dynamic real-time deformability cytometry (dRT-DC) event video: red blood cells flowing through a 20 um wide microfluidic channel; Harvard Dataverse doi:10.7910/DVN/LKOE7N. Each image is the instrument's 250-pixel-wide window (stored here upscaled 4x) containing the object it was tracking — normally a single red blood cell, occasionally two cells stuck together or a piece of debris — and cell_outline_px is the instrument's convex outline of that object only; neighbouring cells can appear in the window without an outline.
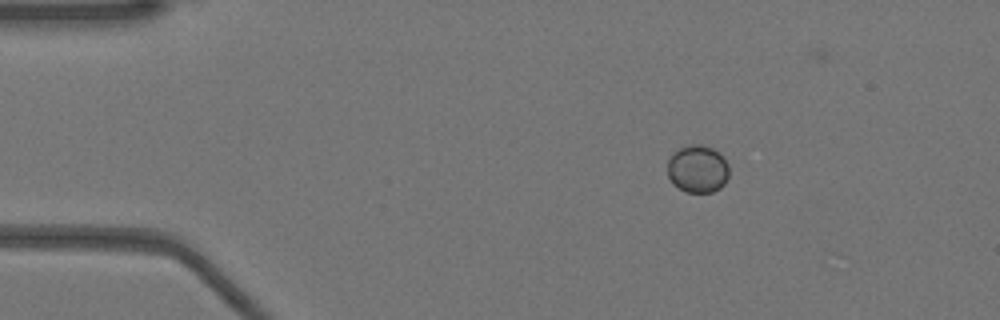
{"species": "Egyptian fruit bat (a non-hibernating species)", "species_latin": "Rousettus aegyptiacus", "temperature_condition": "warm", "stored_images_in_passage": 25, "camera_frame_rate_fps": 3000, "um_per_image_px": 0.085, "animal": {"sex": "female"}, "frame": {"image": 1, "passage_image": 1, "time_ms": 0.0, "image_size_px": [1000, 320], "cell_outline_px": [[728, 176], [724, 184], [720, 188], [712, 192], [688, 192], [680, 188], [668, 176], [668, 160], [680, 148], [692, 144], [700, 144], [712, 148], [724, 156], [728, 164]], "centroid_in_image_um": [59.34, 14.35], "position_along_channel_um": 25.7, "area_um2": 16.82}}
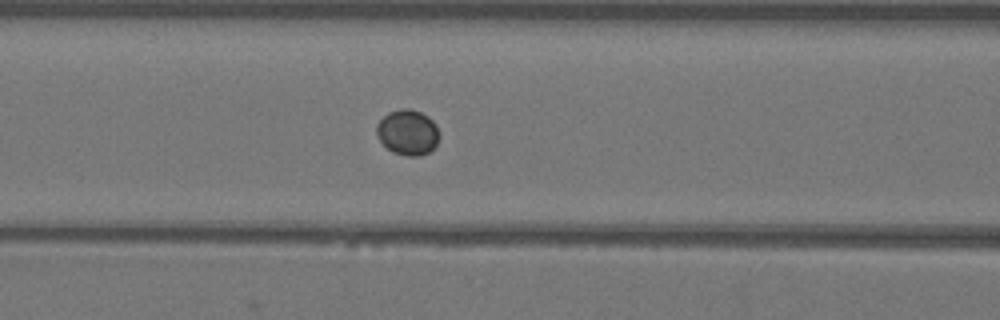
{"frame": {"image": 2, "passage_image": 14, "time_ms": 4.333, "image_size_px": [1000, 320], "cell_outline_px": [[440, 136], [436, 144], [428, 152], [420, 156], [408, 156], [392, 152], [380, 140], [376, 132], [376, 124], [388, 112], [400, 108], [408, 108], [420, 112], [428, 116], [436, 124]], "centroid_in_image_um": [34.66, 11.24], "position_along_channel_um": 131.9, "area_um2": 16.59}}
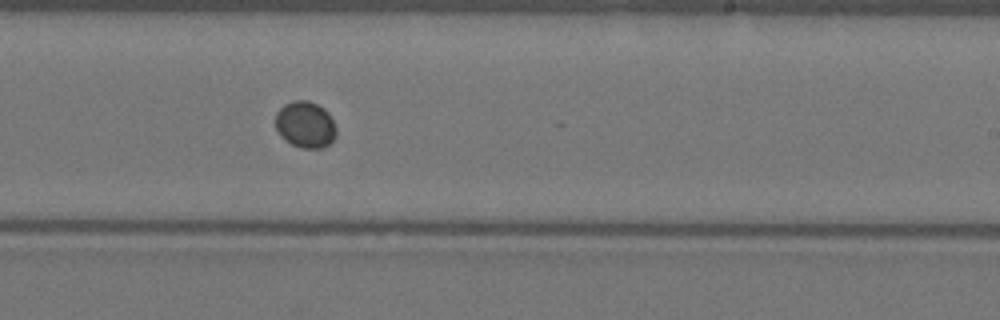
{"frame": {"image": 3, "passage_image": 24, "time_ms": 7.667, "image_size_px": [1000, 320], "cell_outline_px": [[336, 136], [332, 144], [324, 148], [304, 148], [292, 144], [276, 128], [276, 112], [284, 104], [292, 100], [308, 100], [324, 108], [328, 112], [336, 128]], "centroid_in_image_um": [26.0, 10.58], "position_along_channel_um": 263.0, "area_um2": 16.42}}